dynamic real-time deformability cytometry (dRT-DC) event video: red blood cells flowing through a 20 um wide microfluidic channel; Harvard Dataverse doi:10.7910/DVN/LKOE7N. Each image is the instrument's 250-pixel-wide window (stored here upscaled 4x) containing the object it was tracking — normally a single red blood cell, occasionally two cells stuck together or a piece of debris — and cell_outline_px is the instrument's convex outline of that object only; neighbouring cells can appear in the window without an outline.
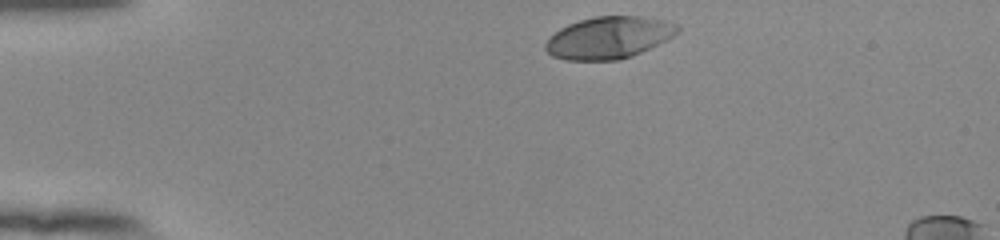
{"species": "human", "species_latin": "Homo sapiens", "temperature_condition": "room temperature", "stored_images_in_passage": 36, "camera_frame_rate_fps": 3000, "um_per_image_px": 0.085, "donor": {"sex": "female"}, "frame": {"image": 1, "passage_image": 1, "time_ms": 0.0, "image_size_px": [1000, 240], "cell_outline_px": [[680, 32], [632, 56], [620, 60], [564, 60], [552, 56], [544, 48], [544, 44], [548, 36], [560, 28], [568, 24], [580, 20], [596, 16], [640, 16], [664, 20], [680, 24]], "centroid_in_image_um": [51.71, 3.19], "position_along_channel_um": 33.3, "area_um2": 32.43}}
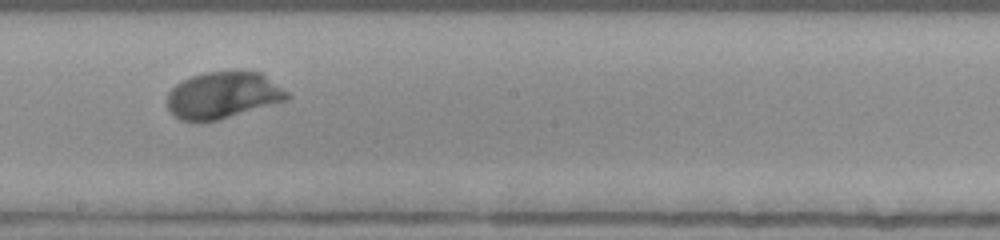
{"frame": {"image": 2, "passage_image": 21, "time_ms": 6.667, "image_size_px": [1000, 240], "cell_outline_px": [[292, 96], [288, 100], [216, 120], [200, 124], [180, 120], [168, 108], [168, 92], [176, 84], [192, 76], [204, 72], [260, 72], [288, 92]], "centroid_in_image_um": [18.94, 8.12], "position_along_channel_um": 229.3, "area_um2": 32.48}}
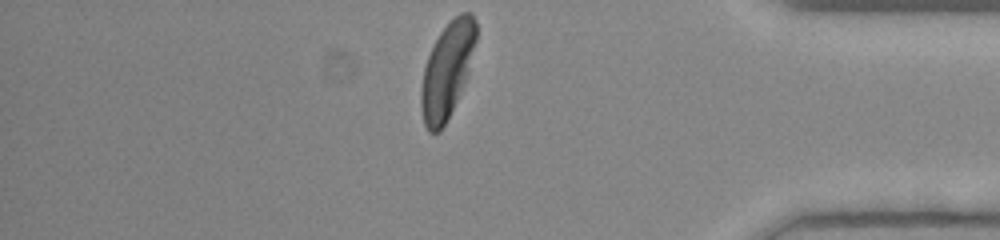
{"frame": {"image": 3, "passage_image": 36, "time_ms": 11.667, "image_size_px": [1000, 240], "cell_outline_px": [[476, 40], [468, 72], [460, 92], [440, 132], [428, 132], [424, 124], [420, 108], [420, 88], [424, 68], [428, 56], [440, 32], [460, 12], [472, 12], [476, 20]], "centroid_in_image_um": [37.99, 5.97], "position_along_channel_um": 397.2, "area_um2": 30.11}, "authors_computed_cell_mechanics": {"area_um2": 32.1368, "velocity_mm_per_s": 3.8502, "shape_relaxation_time_tau1_ms": 2.1607, "shape_relaxation_time_tau2_ms": null, "deformation_change_tau1": 0.1556, "deformation_change_tau2": null}}